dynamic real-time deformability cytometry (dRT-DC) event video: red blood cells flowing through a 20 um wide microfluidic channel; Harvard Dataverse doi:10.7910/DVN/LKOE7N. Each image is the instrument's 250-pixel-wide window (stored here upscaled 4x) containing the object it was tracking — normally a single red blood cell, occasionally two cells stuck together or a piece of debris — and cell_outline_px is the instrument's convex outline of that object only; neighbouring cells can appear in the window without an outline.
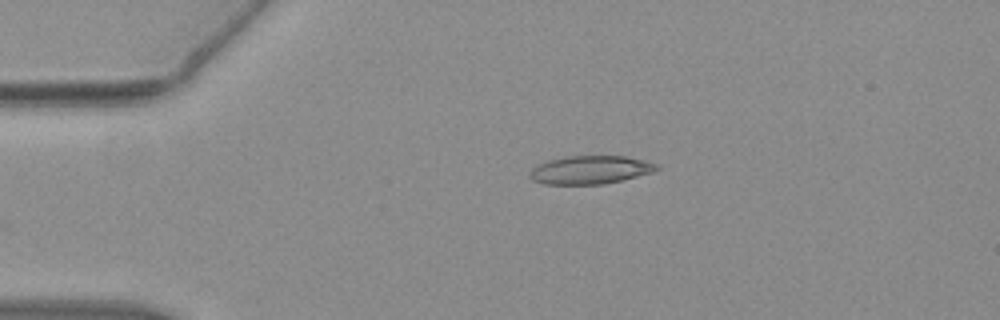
{"species": "common noctule bat (a hibernating species)", "species_latin": "Nyctalus noctula", "temperature_condition": "warm", "stored_images_in_passage": 23, "camera_frame_rate_fps": 3000, "um_per_image_px": 0.085, "animal": {"sex": "female", "body_mass_g": 19.3, "forearm_length_mm": 54.1}, "frame": {"image": 1, "passage_image": 1, "time_ms": 0.0, "image_size_px": [1000, 320], "cell_outline_px": [[660, 168], [656, 172], [604, 184], [544, 184], [532, 180], [528, 176], [532, 168], [536, 164], [548, 160], [564, 156], [624, 156], [644, 160], [656, 164]], "centroid_in_image_um": [50.16, 14.44], "position_along_channel_um": 34.8, "area_um2": 21.1}}
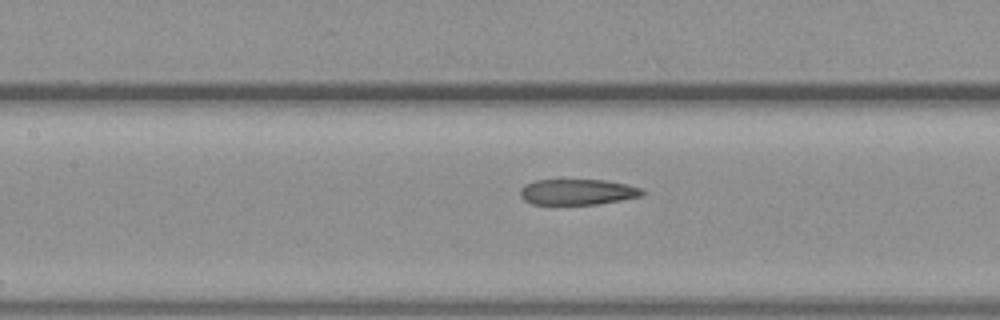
{"frame": {"image": 2, "passage_image": 14, "time_ms": 4.333, "image_size_px": [1000, 320], "cell_outline_px": [[648, 192], [644, 196], [596, 204], [532, 204], [524, 200], [520, 196], [520, 188], [524, 184], [536, 180], [604, 180], [628, 184], [644, 188]], "centroid_in_image_um": [49.14, 16.31], "position_along_channel_um": 158.3, "area_um2": 18.55}}
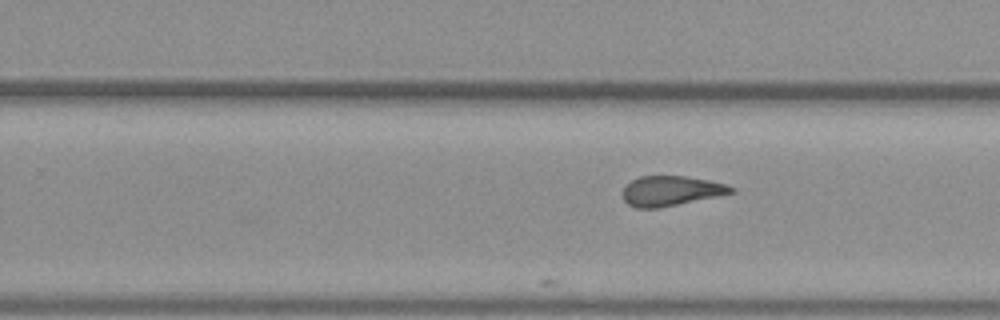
{"frame": {"image": 3, "passage_image": 23, "time_ms": 7.333, "image_size_px": [1000, 320], "cell_outline_px": [[736, 192], [660, 208], [636, 208], [628, 204], [624, 200], [624, 188], [632, 180], [640, 176], [684, 176], [708, 180], [728, 184], [736, 188]], "centroid_in_image_um": [57.07, 16.22], "position_along_channel_um": 272.7, "area_um2": 18.84}}